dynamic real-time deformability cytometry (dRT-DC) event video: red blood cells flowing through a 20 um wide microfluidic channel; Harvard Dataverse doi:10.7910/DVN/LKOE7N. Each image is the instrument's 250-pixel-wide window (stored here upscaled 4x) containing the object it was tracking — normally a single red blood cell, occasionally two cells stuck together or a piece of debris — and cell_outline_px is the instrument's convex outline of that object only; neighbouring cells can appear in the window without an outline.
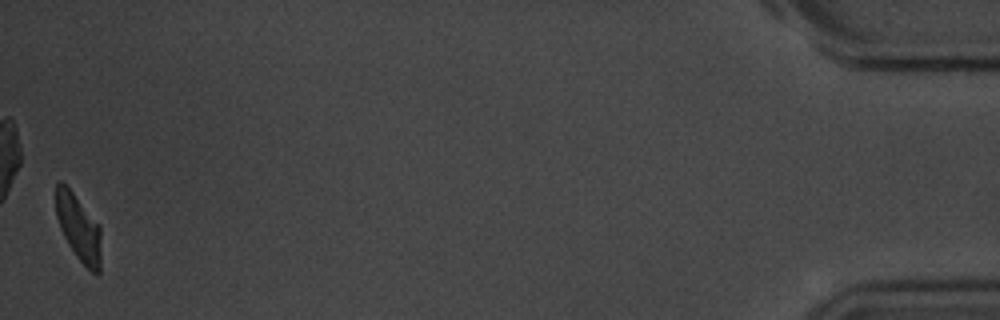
{"species": "common noctule bat (a hibernating species)", "species_latin": "Nyctalus noctula", "temperature_condition": "room temperature", "stored_images_in_passage": 55, "camera_frame_rate_fps": 3000, "um_per_image_px": 0.085, "animal": {"sex": "male", "body_mass_g": 20.1, "forearm_length_mm": 53.5}, "frame": {"image": 1, "passage_image": 55, "time_ms": 18.0, "image_size_px": [1000, 320], "cell_outline_px": [[100, 272], [92, 272], [76, 256], [68, 244], [60, 228], [56, 216], [56, 184], [60, 180], [72, 192], [100, 224]], "centroid_in_image_um": [6.68, 19.35], "position_along_channel_um": 428.5, "area_um2": 17.28}, "authors_computed_cell_mechanics": {"area_um2": 19.0162, "velocity_mm_per_s": 3.5549, "shape_relaxation_time_tau1_ms": 3.7515, "shape_relaxation_time_tau2_ms": 6.2018, "deformation_change_tau1": 0.1467, "deformation_change_tau2": 0.1475}}